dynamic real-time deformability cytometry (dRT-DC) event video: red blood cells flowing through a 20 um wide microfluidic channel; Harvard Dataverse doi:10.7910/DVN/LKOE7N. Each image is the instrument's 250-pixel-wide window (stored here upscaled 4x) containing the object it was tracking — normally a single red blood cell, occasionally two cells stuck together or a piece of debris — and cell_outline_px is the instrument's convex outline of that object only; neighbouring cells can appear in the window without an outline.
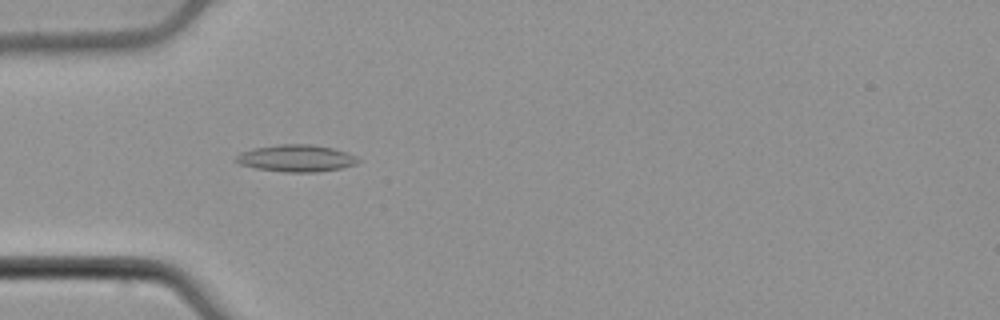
{"species": "common noctule bat (a hibernating species)", "species_latin": "Nyctalus noctula", "temperature_condition": "cold", "stored_images_in_passage": 54, "camera_frame_rate_fps": 3000, "um_per_image_px": 0.085, "animal": {"sex": "male", "body_mass_g": 21.5, "forearm_length_mm": 52.0}, "frame": {"image": 1, "passage_image": 17, "time_ms": 5.333, "image_size_px": [1000, 320], "cell_outline_px": [[360, 160], [356, 164], [340, 168], [316, 172], [284, 172], [256, 168], [240, 164], [232, 160], [240, 152], [256, 148], [280, 144], [312, 144], [332, 148], [348, 152], [356, 156]], "centroid_in_image_um": [25.18, 13.45], "position_along_channel_um": 59.8, "area_um2": 19.19}}
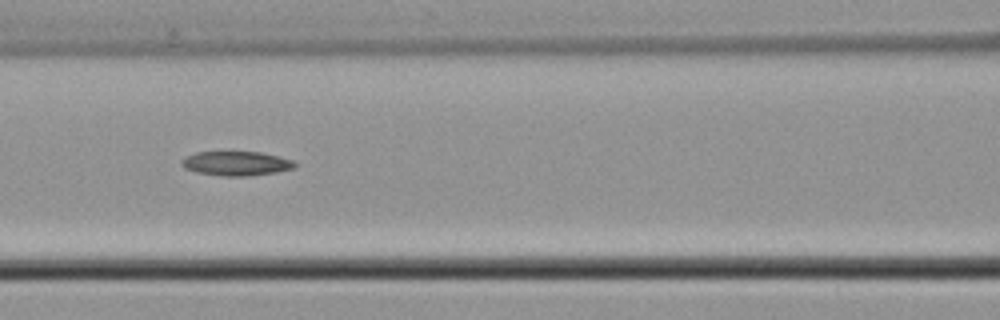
{"frame": {"image": 2, "passage_image": 24, "time_ms": 7.667, "image_size_px": [1000, 320], "cell_outline_px": [[296, 168], [276, 172], [248, 176], [220, 176], [196, 172], [184, 168], [180, 164], [180, 160], [196, 152], [260, 152], [292, 160], [296, 164]], "centroid_in_image_um": [20.06, 13.9], "position_along_channel_um": 146.5, "area_um2": 16.01}}
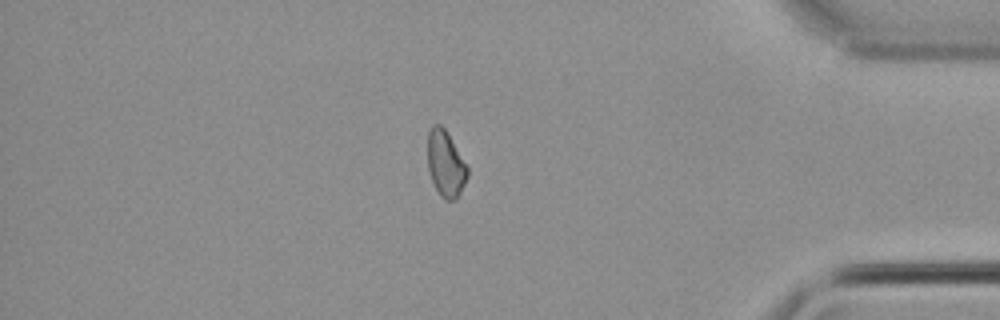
{"frame": {"image": 3, "passage_image": 46, "time_ms": 15.0, "image_size_px": [1000, 320], "cell_outline_px": [[468, 176], [456, 200], [444, 200], [440, 196], [432, 180], [428, 168], [428, 132], [432, 124], [440, 124], [444, 128], [468, 168]], "centroid_in_image_um": [37.86, 13.94], "position_along_channel_um": 397.3, "area_um2": 15.09}}